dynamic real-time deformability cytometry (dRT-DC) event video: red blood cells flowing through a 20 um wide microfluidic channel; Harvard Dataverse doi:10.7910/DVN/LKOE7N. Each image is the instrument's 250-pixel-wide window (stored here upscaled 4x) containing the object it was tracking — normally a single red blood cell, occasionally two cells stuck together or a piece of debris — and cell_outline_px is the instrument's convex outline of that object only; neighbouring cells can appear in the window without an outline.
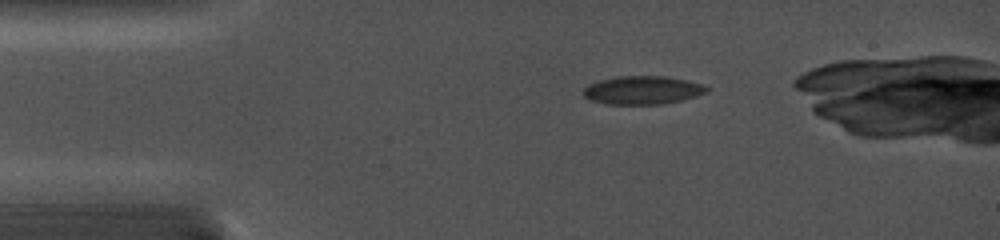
{"species": "common noctule bat (a hibernating species)", "species_latin": "Nyctalus noctula", "temperature_condition": "cold", "stored_images_in_passage": 19, "camera_frame_rate_fps": 5000, "um_per_image_px": 0.085, "animal": {"sex": "female", "body_mass_g": 19.0, "forearm_length_mm": 56.7}, "frame": {"image": 1, "passage_image": 1, "time_ms": 0.0, "image_size_px": [1000, 240], "cell_outline_px": [[708, 92], [696, 96], [664, 104], [608, 104], [592, 100], [584, 96], [584, 88], [588, 84], [600, 80], [616, 76], [664, 76], [688, 80], [704, 84], [708, 88]], "centroid_in_image_um": [54.64, 7.65], "position_along_channel_um": 30.4, "area_um2": 20.35}}
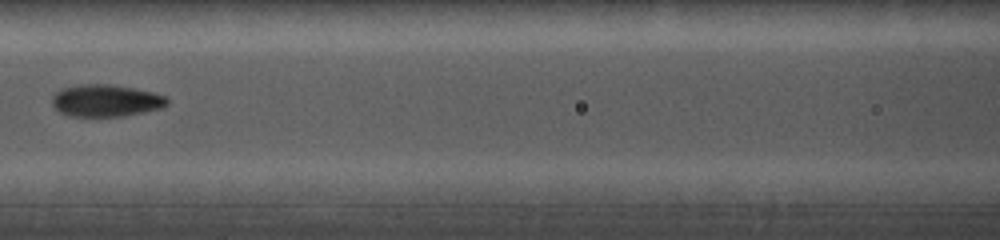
{"frame": {"image": 2, "passage_image": 8, "time_ms": 4.4, "image_size_px": [1000, 240], "cell_outline_px": [[168, 104], [160, 108], [144, 112], [124, 116], [68, 116], [60, 112], [52, 104], [52, 96], [60, 88], [80, 84], [112, 84], [136, 88], [152, 92], [164, 96], [168, 100]], "centroid_in_image_um": [8.97, 8.54], "position_along_channel_um": 157.6, "area_um2": 21.62}}
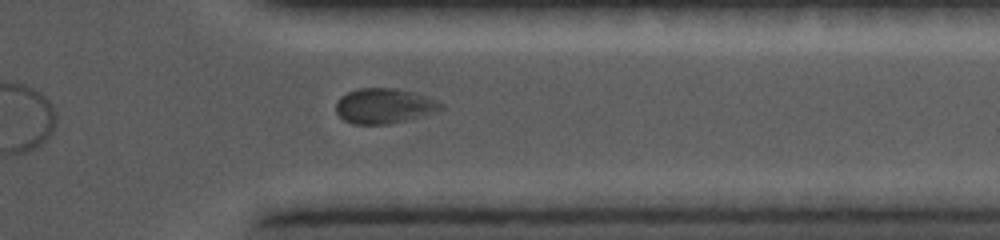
{"frame": {"image": 3, "passage_image": 15, "time_ms": 10.0, "image_size_px": [1000, 240], "cell_outline_px": [[444, 108], [436, 112], [388, 124], [352, 124], [344, 120], [336, 112], [336, 104], [340, 96], [348, 92], [360, 88], [396, 88], [424, 96], [436, 100], [444, 104]], "centroid_in_image_um": [32.63, 9.0], "position_along_channel_um": 378.8, "area_um2": 21.27}}